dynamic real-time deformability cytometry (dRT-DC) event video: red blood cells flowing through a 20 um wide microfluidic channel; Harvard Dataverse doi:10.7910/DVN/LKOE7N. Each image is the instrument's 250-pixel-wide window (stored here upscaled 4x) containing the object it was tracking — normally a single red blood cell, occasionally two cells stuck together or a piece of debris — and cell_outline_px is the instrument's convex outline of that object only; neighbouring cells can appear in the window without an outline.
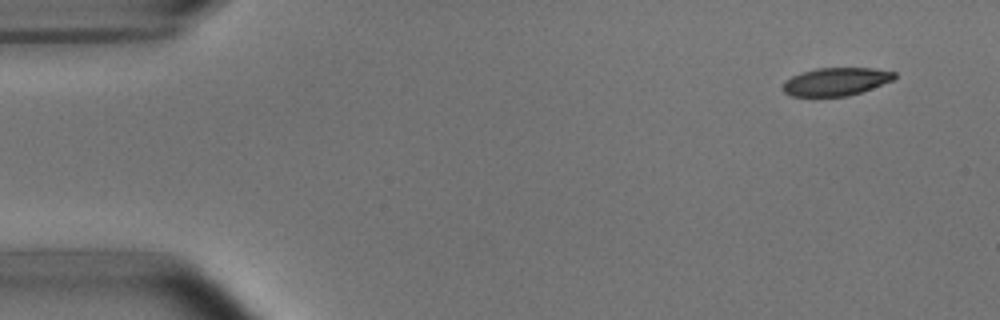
{"species": "common noctule bat (a hibernating species)", "species_latin": "Nyctalus noctula", "temperature_condition": "room temperature", "stored_images_in_passage": 5, "camera_frame_rate_fps": 3000, "um_per_image_px": 0.085, "animal": {"sex": "male", "body_mass_g": 15.6}, "frame": {"image": 1, "passage_image": 1, "time_ms": 0.0, "image_size_px": [1000, 320], "cell_outline_px": [[896, 76], [892, 80], [872, 88], [848, 96], [792, 96], [784, 92], [780, 88], [784, 80], [800, 72], [816, 68], [876, 68], [896, 72]], "centroid_in_image_um": [71.01, 6.93], "position_along_channel_um": 14.0, "area_um2": 18.32}}
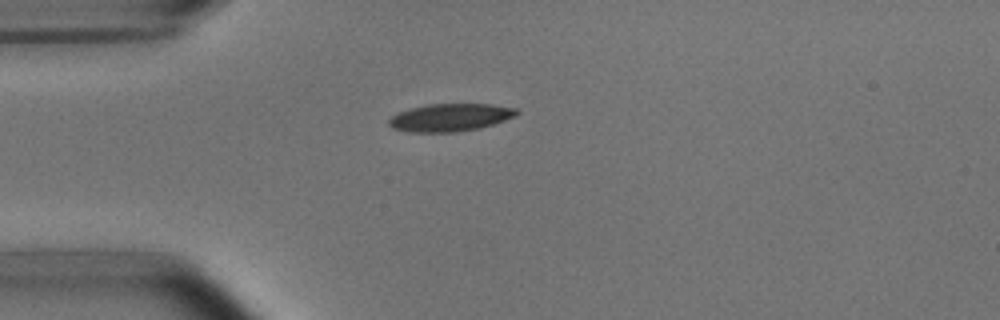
{"frame": {"image": 2, "passage_image": 4, "time_ms": 3.333, "image_size_px": [1000, 320], "cell_outline_px": [[520, 112], [516, 116], [480, 128], [456, 132], [408, 132], [392, 128], [388, 124], [388, 120], [396, 112], [408, 108], [428, 104], [492, 104], [516, 108]], "centroid_in_image_um": [38.23, 9.98], "position_along_channel_um": 46.8, "area_um2": 20.81}}